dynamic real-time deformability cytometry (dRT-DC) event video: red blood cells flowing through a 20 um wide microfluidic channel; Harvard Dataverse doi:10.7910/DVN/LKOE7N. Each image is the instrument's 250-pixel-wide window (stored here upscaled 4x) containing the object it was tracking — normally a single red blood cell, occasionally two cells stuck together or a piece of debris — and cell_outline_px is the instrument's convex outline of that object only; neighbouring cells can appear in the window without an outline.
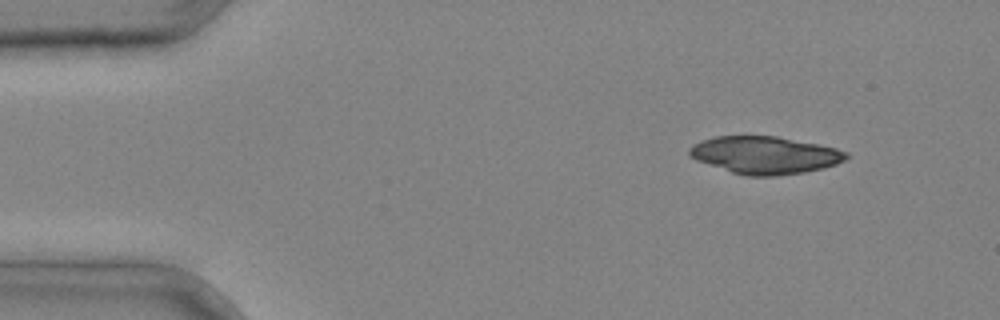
{"species": "common noctule bat (a hibernating species)", "species_latin": "Nyctalus noctula", "temperature_condition": "cold", "stored_images_in_passage": 3, "camera_frame_rate_fps": 3000, "um_per_image_px": 0.085, "animal": {"sex": "male", "body_mass_g": 20.4}, "frame": {"image": 1, "passage_image": 1, "time_ms": 0.0, "image_size_px": [1000, 320], "cell_outline_px": [[848, 156], [844, 160], [836, 164], [824, 168], [804, 172], [776, 176], [744, 176], [696, 160], [688, 156], [688, 148], [692, 144], [700, 140], [716, 136], [776, 136], [836, 148], [848, 152]], "centroid_in_image_um": [64.97, 13.18], "position_along_channel_um": 20.0, "area_um2": 34.28}}